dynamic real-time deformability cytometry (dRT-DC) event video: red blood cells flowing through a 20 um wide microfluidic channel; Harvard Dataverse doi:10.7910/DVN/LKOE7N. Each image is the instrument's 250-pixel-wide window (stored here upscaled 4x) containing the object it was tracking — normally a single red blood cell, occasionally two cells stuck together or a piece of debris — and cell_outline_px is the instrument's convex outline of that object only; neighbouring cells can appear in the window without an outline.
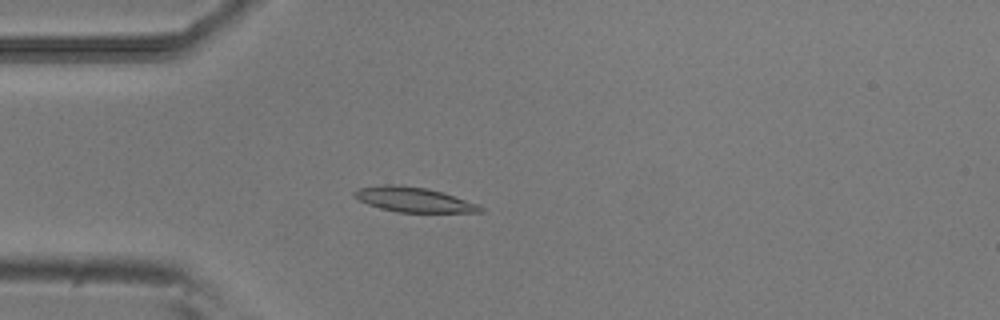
{"species": "common noctule bat (a hibernating species)", "species_latin": "Nyctalus noctula", "temperature_condition": "room temperature", "stored_images_in_passage": 53, "camera_frame_rate_fps": 3000, "um_per_image_px": 0.085, "animal": {"sex": "male", "body_mass_g": 20.5, "forearm_length_mm": 52.5}, "frame": {"image": 1, "passage_image": 14, "time_ms": 4.333, "image_size_px": [1000, 320], "cell_outline_px": [[484, 212], [396, 212], [380, 208], [368, 204], [352, 196], [352, 192], [360, 188], [384, 184], [400, 184], [428, 188], [444, 192], [480, 204], [484, 208]], "centroid_in_image_um": [35.2, 16.96], "position_along_channel_um": 49.8, "area_um2": 18.5}}
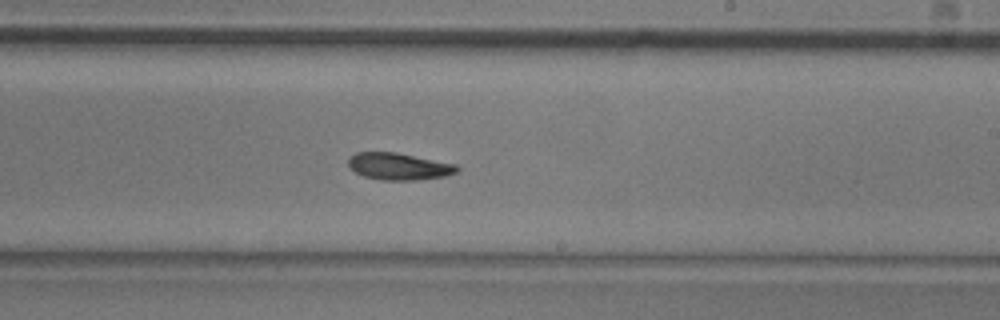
{"frame": {"image": 2, "passage_image": 31, "time_ms": 10.0, "image_size_px": [1000, 320], "cell_outline_px": [[460, 168], [456, 172], [444, 176], [416, 180], [380, 180], [364, 176], [348, 168], [348, 160], [356, 152], [396, 152], [456, 164]], "centroid_in_image_um": [33.88, 14.14], "position_along_channel_um": 255.1, "area_um2": 17.05}}
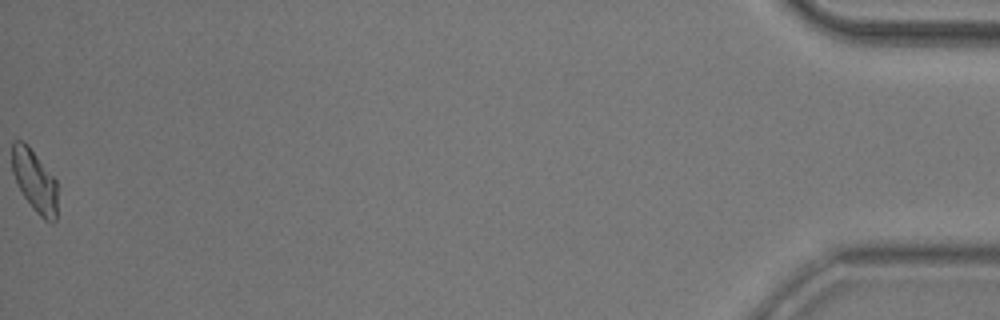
{"frame": {"image": 3, "passage_image": 53, "time_ms": 17.333, "image_size_px": [1000, 320], "cell_outline_px": [[56, 220], [52, 224], [44, 220], [32, 208], [24, 196], [12, 172], [12, 140], [24, 140], [28, 144], [56, 180]], "centroid_in_image_um": [2.93, 15.35], "position_along_channel_um": 432.3, "area_um2": 16.42}, "authors_computed_cell_mechanics": {"area_um2": 17.34, "velocity_mm_per_s": 3.8024, "shape_relaxation_time_tau1_ms": 9.2304, "shape_relaxation_time_tau2_ms": 4.1354, "deformation_change_tau1": 0.1799, "deformation_change_tau2": 0.0901}}